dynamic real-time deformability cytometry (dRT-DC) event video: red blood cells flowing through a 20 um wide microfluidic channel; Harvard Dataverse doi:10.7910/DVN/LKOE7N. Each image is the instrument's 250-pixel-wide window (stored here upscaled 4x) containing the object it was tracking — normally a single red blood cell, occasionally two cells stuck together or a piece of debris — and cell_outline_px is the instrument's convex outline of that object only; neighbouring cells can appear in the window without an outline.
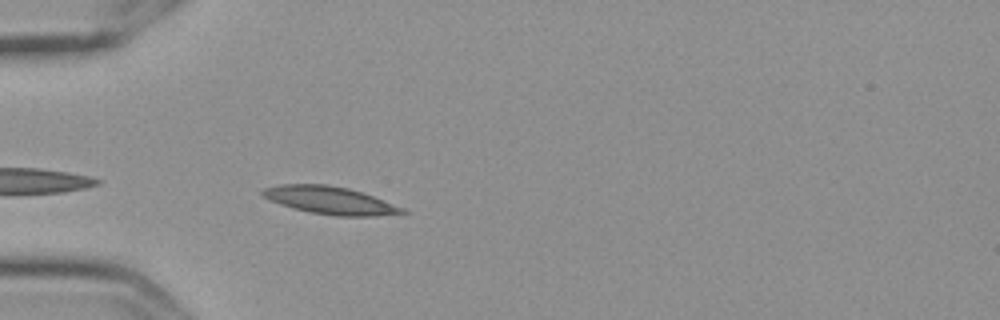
{"species": "Egyptian fruit bat (a non-hibernating species)", "species_latin": "Rousettus aegyptiacus", "temperature_condition": "cold", "stored_images_in_passage": 34, "camera_frame_rate_fps": 3000, "um_per_image_px": 0.085, "frame": {"image": 1, "passage_image": 3, "time_ms": 0.667, "image_size_px": [1000, 320], "cell_outline_px": [[408, 212], [376, 216], [336, 216], [312, 212], [292, 208], [268, 200], [260, 192], [264, 188], [280, 184], [328, 184], [348, 188], [372, 196], [404, 208]], "centroid_in_image_um": [28.01, 17.02], "position_along_channel_um": 57.0, "area_um2": 22.31}}
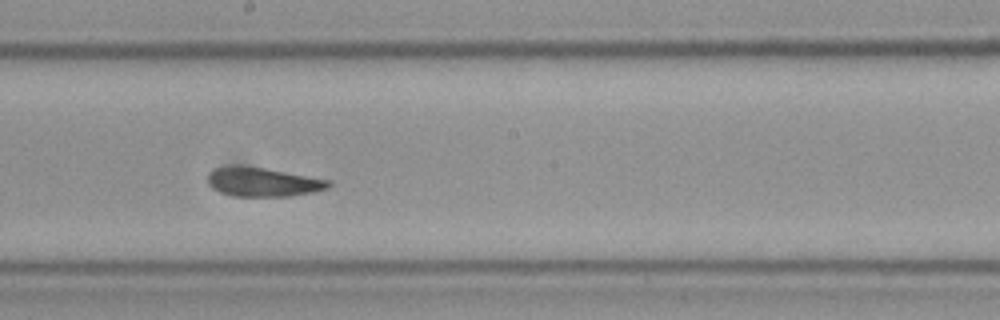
{"frame": {"image": 2, "passage_image": 18, "time_ms": 5.667, "image_size_px": [1000, 320], "cell_outline_px": [[332, 184], [328, 188], [312, 192], [288, 196], [232, 196], [220, 192], [212, 188], [208, 184], [208, 172], [216, 168], [264, 168], [332, 180]], "centroid_in_image_um": [22.4, 15.5], "position_along_channel_um": 225.8, "area_um2": 19.88}}
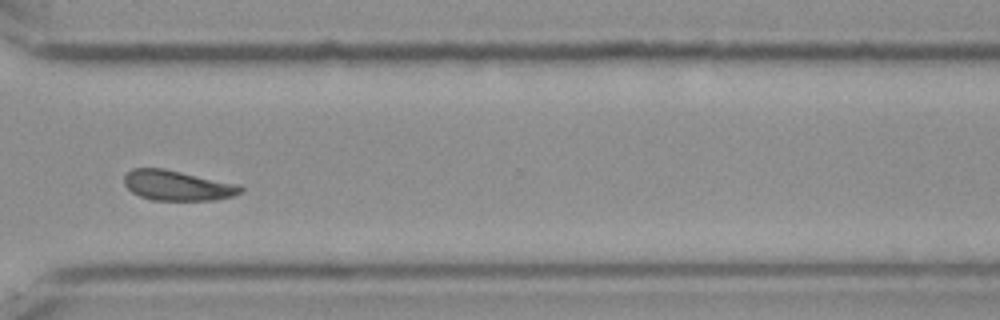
{"frame": {"image": 3, "passage_image": 29, "time_ms": 9.333, "image_size_px": [1000, 320], "cell_outline_px": [[244, 188], [240, 192], [232, 196], [216, 200], [152, 200], [140, 196], [132, 192], [124, 184], [124, 176], [132, 168], [164, 168], [240, 184]], "centroid_in_image_um": [15.09, 15.76], "position_along_channel_um": 355.5, "area_um2": 20.52}, "authors_computed_cell_mechanics": {"area_um2": 20.3456, "velocity_mm_per_s": 3.535, "shape_relaxation_time_tau1_ms": 6.3709, "shape_relaxation_time_tau2_ms": 2.7151, "deformation_change_tau1": 0.1466, "deformation_change_tau2": 0.0753}}